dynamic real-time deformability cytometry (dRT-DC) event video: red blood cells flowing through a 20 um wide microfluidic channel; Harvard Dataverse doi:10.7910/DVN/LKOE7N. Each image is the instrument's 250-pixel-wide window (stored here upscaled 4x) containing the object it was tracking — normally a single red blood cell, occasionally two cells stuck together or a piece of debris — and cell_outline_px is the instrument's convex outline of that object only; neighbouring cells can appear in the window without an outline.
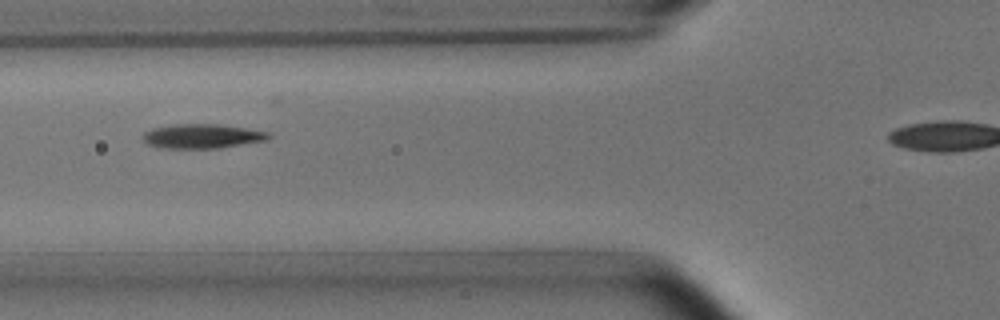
{"species": "common noctule bat (a hibernating species)", "species_latin": "Nyctalus noctula", "temperature_condition": "room temperature", "stored_images_in_passage": 37, "camera_frame_rate_fps": 3000, "um_per_image_px": 0.085, "animal": {"sex": "male", "body_mass_g": 15.6}, "frame": {"image": 1, "passage_image": 13, "time_ms": 4.0, "image_size_px": [1000, 320], "cell_outline_px": [[272, 136], [268, 140], [220, 148], [164, 148], [148, 144], [140, 136], [144, 132], [152, 128], [172, 124], [220, 124], [268, 132]], "centroid_in_image_um": [17.17, 11.57], "position_along_channel_um": 108.6, "area_um2": 17.92}}
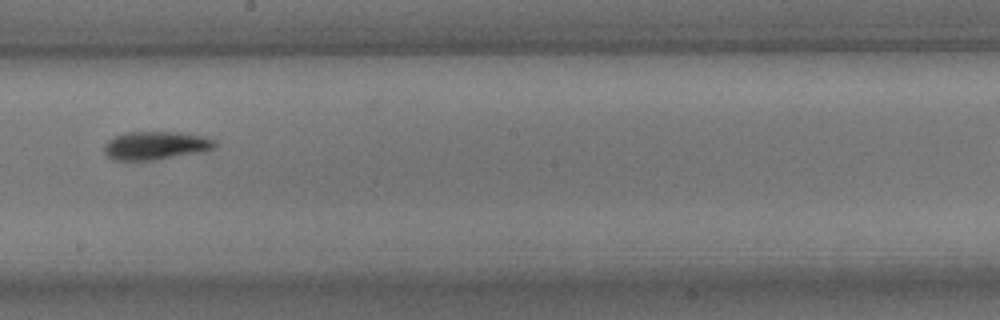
{"frame": {"image": 2, "passage_image": 23, "time_ms": 7.333, "image_size_px": [1000, 320], "cell_outline_px": [[216, 148], [204, 152], [152, 160], [112, 160], [104, 152], [104, 144], [108, 140], [124, 132], [180, 132], [204, 136], [216, 140]], "centroid_in_image_um": [13.26, 12.37], "position_along_channel_um": 234.9, "area_um2": 18.44}}
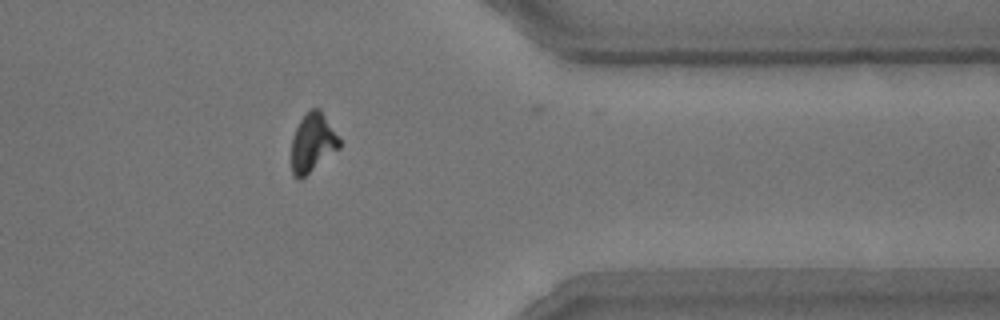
{"frame": {"image": 3, "passage_image": 36, "time_ms": 11.667, "image_size_px": [1000, 320], "cell_outline_px": [[340, 148], [300, 180], [296, 180], [292, 176], [292, 136], [304, 112], [312, 108], [320, 108], [340, 140]], "centroid_in_image_um": [26.55, 12.14], "position_along_channel_um": 384.8, "area_um2": 16.47}}